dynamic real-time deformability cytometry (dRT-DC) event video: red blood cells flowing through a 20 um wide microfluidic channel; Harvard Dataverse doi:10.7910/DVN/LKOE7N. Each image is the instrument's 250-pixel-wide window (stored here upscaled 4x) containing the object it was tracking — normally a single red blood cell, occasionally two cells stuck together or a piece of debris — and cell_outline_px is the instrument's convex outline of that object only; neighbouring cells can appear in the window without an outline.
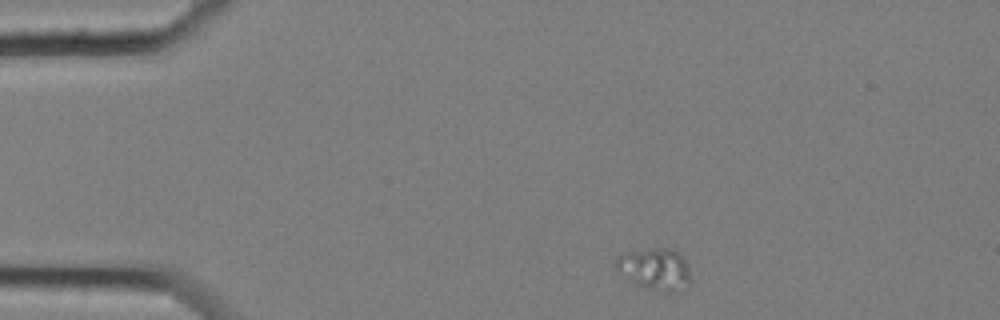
{"species": "common noctule bat (a hibernating species)", "species_latin": "Nyctalus noctula", "temperature_condition": "cold", "stored_images_in_passage": 4, "camera_frame_rate_fps": 3000, "um_per_image_px": 0.085, "animal": {"sex": "female", "body_mass_g": 25.1}, "frame": {"image": 1, "passage_image": 1, "time_ms": 0.0, "image_size_px": [1000, 320], "cell_outline_px": [[692, 280], [688, 288], [684, 292], [664, 292], [644, 288], [616, 272], [612, 264], [620, 256], [628, 252], [656, 248], [668, 248], [676, 252], [684, 260], [688, 268]], "centroid_in_image_um": [55.69, 22.93], "position_along_channel_um": 29.3, "area_um2": 18.5}}